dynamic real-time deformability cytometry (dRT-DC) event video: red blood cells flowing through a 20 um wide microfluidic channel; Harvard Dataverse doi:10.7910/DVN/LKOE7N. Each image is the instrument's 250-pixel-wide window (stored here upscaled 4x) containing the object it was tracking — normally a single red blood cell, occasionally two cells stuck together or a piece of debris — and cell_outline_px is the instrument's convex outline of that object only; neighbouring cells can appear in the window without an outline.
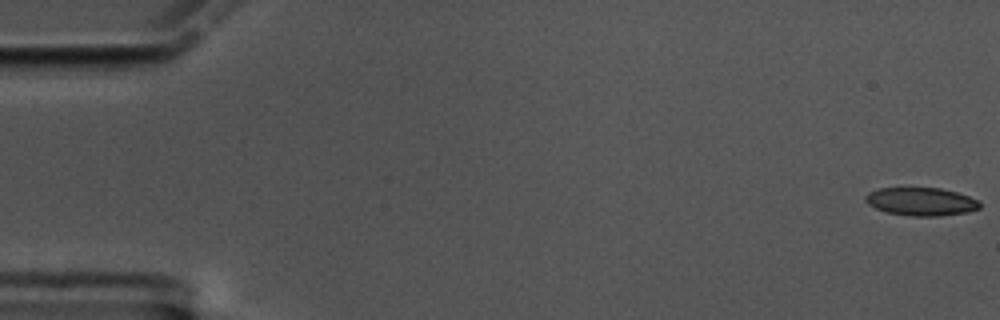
{"species": "common noctule bat (a hibernating species)", "species_latin": "Nyctalus noctula", "temperature_condition": "cold", "stored_images_in_passage": 54, "camera_frame_rate_fps": 3000, "um_per_image_px": 0.085, "animal": {"sex": "male", "body_mass_g": 17.5, "forearm_length_mm": 52.3}, "frame": {"image": 1, "passage_image": 1, "time_ms": 0.0, "image_size_px": [1000, 320], "cell_outline_px": [[980, 208], [968, 212], [940, 216], [912, 216], [888, 212], [876, 208], [868, 204], [864, 200], [864, 196], [868, 192], [880, 188], [940, 188], [956, 192], [980, 200]], "centroid_in_image_um": [78.3, 17.13], "position_along_channel_um": 6.7, "area_um2": 18.73}}
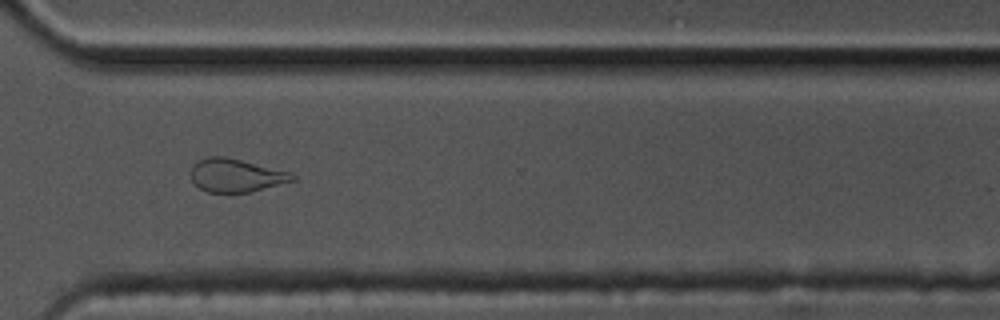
{"frame": {"image": 2, "passage_image": 44, "time_ms": 14.333, "image_size_px": [1000, 320], "cell_outline_px": [[296, 180], [248, 192], [208, 192], [200, 188], [192, 180], [188, 172], [192, 164], [208, 156], [224, 156], [288, 172], [296, 176]], "centroid_in_image_um": [19.99, 14.9], "position_along_channel_um": 350.6, "area_um2": 19.42}}
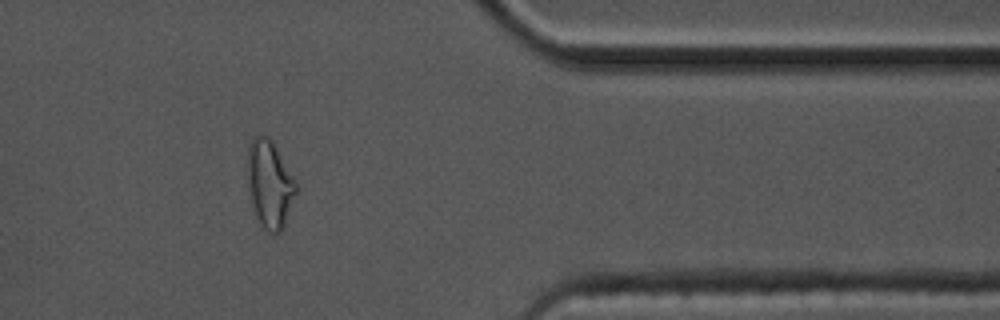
{"frame": {"image": 3, "passage_image": 49, "time_ms": 16.0, "image_size_px": [1000, 320], "cell_outline_px": [[300, 188], [284, 224], [280, 232], [268, 232], [260, 228], [252, 204], [248, 188], [248, 144], [256, 136], [268, 136], [272, 140], [296, 180]], "centroid_in_image_um": [22.95, 15.67], "position_along_channel_um": 388.4, "area_um2": 25.03}}